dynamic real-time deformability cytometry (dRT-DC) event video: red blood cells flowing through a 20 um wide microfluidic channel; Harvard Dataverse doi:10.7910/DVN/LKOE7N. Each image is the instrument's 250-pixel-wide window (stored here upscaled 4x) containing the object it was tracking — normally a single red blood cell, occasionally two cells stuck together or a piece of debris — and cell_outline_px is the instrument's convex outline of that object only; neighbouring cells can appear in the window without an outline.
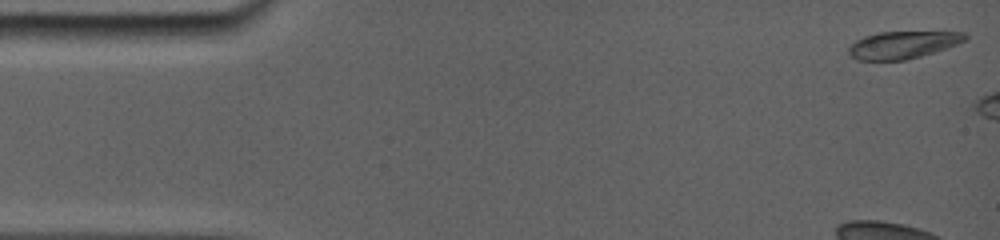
{"species": "common noctule bat (a hibernating species)", "species_latin": "Nyctalus noctula", "temperature_condition": "room temperature", "stored_images_in_passage": 8, "camera_frame_rate_fps": 5000, "um_per_image_px": 0.085, "animal": {"sex": "female", "body_mass_g": 19.0, "forearm_length_mm": 56.7}, "frame": {"image": 1, "passage_image": 1, "time_ms": 0.0, "image_size_px": [1000, 240], "cell_outline_px": [[968, 40], [936, 52], [904, 60], [856, 60], [848, 52], [848, 48], [856, 40], [864, 36], [880, 32], [964, 32], [968, 36]], "centroid_in_image_um": [76.76, 3.81], "position_along_channel_um": 8.2, "area_um2": 18.55}}